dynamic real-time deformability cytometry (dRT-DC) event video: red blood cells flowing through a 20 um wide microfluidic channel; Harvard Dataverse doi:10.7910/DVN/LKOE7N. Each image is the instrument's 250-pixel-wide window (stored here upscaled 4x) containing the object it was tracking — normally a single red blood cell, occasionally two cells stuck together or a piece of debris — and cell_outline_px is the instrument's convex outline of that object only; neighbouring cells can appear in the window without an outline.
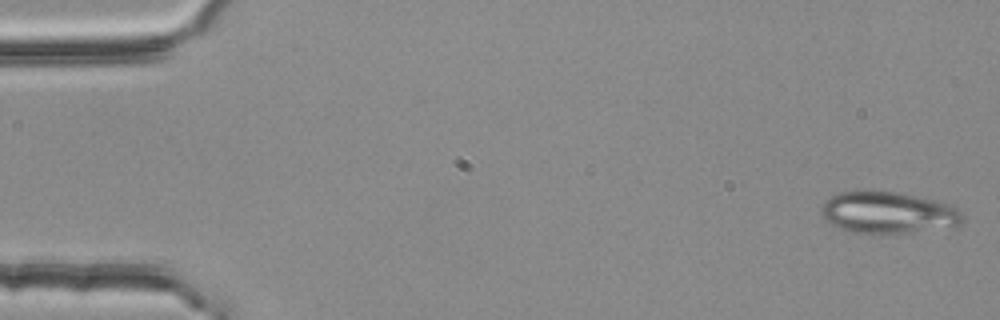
{"species": "common noctule bat (a hibernating species)", "species_latin": "Nyctalus noctula", "temperature_condition": "room temperature", "stored_images_in_passage": 4, "camera_frame_rate_fps": 3000, "um_per_image_px": 0.085, "animal": {"sex": "female", "body_mass_g": 25.1}, "frame": {"image": 1, "passage_image": 1, "time_ms": 0.0, "image_size_px": [1000, 320], "cell_outline_px": [[964, 220], [960, 224], [952, 228], [912, 232], [856, 232], [840, 228], [832, 224], [820, 212], [820, 208], [824, 200], [840, 192], [868, 188], [904, 192], [920, 196], [948, 204], [956, 208], [964, 216]], "centroid_in_image_um": [75.51, 18.02], "position_along_channel_um": 9.5, "area_um2": 34.91}}